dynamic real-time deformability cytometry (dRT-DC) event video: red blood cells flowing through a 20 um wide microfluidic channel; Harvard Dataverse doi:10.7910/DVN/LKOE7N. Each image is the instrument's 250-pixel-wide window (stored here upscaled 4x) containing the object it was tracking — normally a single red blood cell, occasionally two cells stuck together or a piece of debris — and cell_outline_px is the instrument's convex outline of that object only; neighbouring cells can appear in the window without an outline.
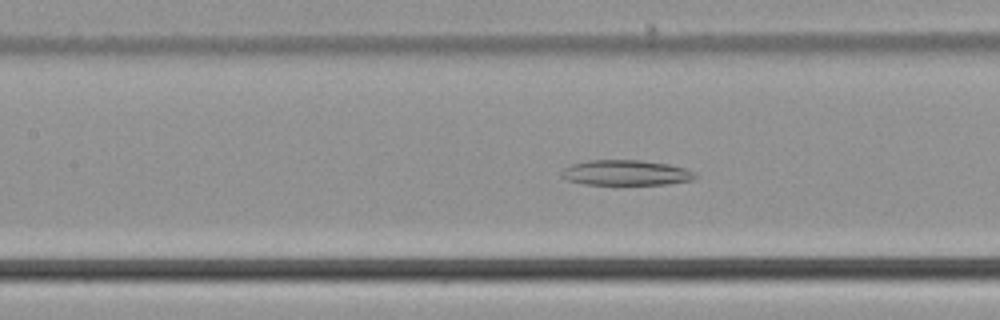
{"species": "common noctule bat (a hibernating species)", "species_latin": "Nyctalus noctula", "temperature_condition": "cold", "stored_images_in_passage": 56, "camera_frame_rate_fps": 3000, "um_per_image_px": 0.085, "animal": {"sex": "male", "body_mass_g": 21.5, "forearm_length_mm": 52.0}, "frame": {"image": 1, "passage_image": 26, "time_ms": 8.333, "image_size_px": [1000, 320], "cell_outline_px": [[700, 176], [692, 180], [668, 184], [584, 184], [568, 180], [560, 176], [560, 172], [564, 168], [572, 164], [588, 160], [640, 160], [668, 164], [688, 168]], "centroid_in_image_um": [53.23, 14.68], "position_along_channel_um": 154.2, "area_um2": 19.83}}
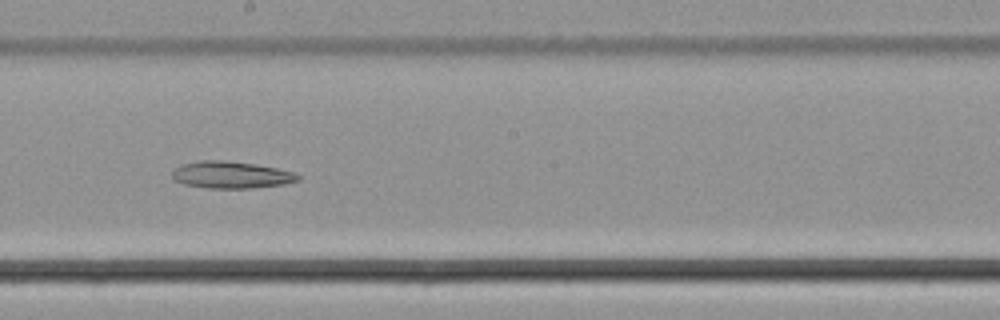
{"frame": {"image": 2, "passage_image": 32, "time_ms": 10.333, "image_size_px": [1000, 320], "cell_outline_px": [[300, 180], [284, 184], [252, 188], [208, 188], [184, 184], [172, 180], [172, 172], [180, 164], [200, 160], [220, 160], [252, 164], [276, 168], [296, 172], [300, 176]], "centroid_in_image_um": [19.63, 14.87], "position_along_channel_um": 228.6, "area_um2": 19.77}}
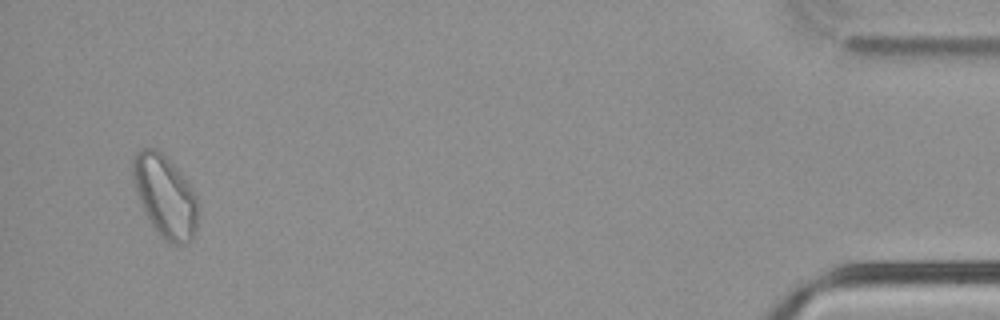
{"frame": {"image": 3, "passage_image": 54, "time_ms": 17.667, "image_size_px": [1000, 320], "cell_outline_px": [[200, 212], [196, 232], [192, 240], [188, 244], [172, 244], [164, 240], [160, 236], [152, 224], [140, 204], [132, 180], [132, 160], [136, 152], [140, 148], [156, 148], [180, 172], [192, 188], [196, 196]], "centroid_in_image_um": [14.05, 16.71], "position_along_channel_um": 421.2, "area_um2": 31.5}}